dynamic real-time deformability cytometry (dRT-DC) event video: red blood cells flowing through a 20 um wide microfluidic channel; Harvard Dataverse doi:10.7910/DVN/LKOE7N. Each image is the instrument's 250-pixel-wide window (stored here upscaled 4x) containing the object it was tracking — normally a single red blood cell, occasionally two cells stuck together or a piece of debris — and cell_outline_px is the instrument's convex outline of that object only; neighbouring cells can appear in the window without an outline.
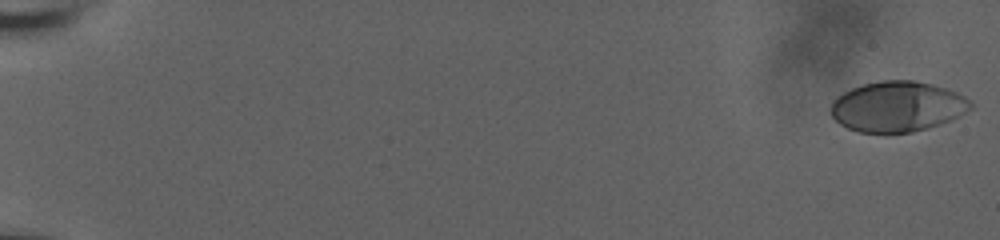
{"species": "human", "species_latin": "Homo sapiens", "temperature_condition": "room temperature", "stored_images_in_passage": 45, "camera_frame_rate_fps": 3000, "um_per_image_px": 0.085, "donor": {"sex": "male"}, "frame": {"image": 1, "passage_image": 1, "time_ms": 0.0, "image_size_px": [1000, 240], "cell_outline_px": [[972, 108], [948, 120], [928, 128], [912, 132], [884, 136], [860, 132], [848, 128], [840, 124], [832, 116], [832, 104], [844, 92], [852, 88], [864, 84], [884, 80], [912, 80], [932, 84], [956, 92], [972, 100]], "centroid_in_image_um": [76.28, 9.09], "position_along_channel_um": 8.7, "area_um2": 41.15}}
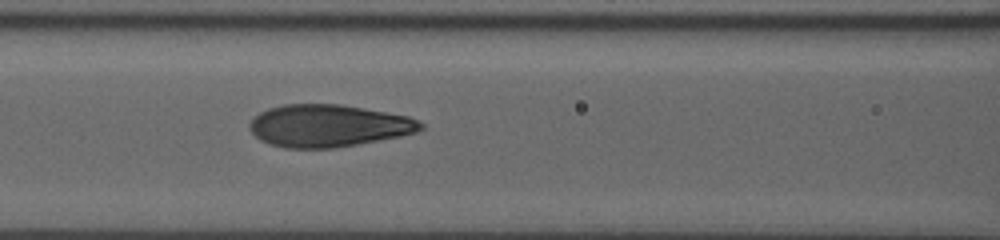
{"frame": {"image": 2, "passage_image": 26, "time_ms": 8.333, "image_size_px": [1000, 240], "cell_outline_px": [[424, 128], [416, 132], [400, 136], [356, 144], [332, 148], [284, 148], [268, 144], [260, 140], [248, 128], [248, 124], [260, 112], [268, 108], [284, 104], [340, 104], [364, 108], [408, 116], [424, 124]], "centroid_in_image_um": [27.88, 10.69], "position_along_channel_um": 138.7, "area_um2": 42.08}}
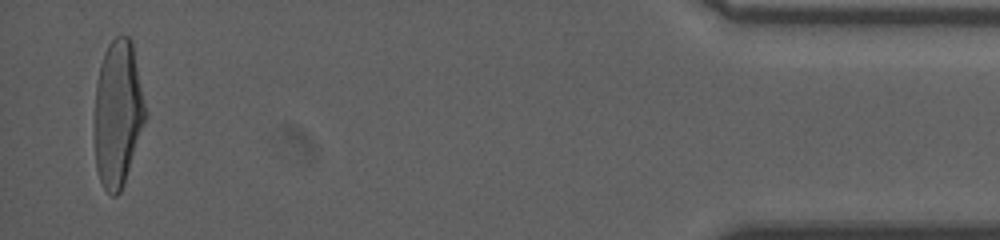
{"frame": {"image": 3, "passage_image": 45, "time_ms": 14.667, "image_size_px": [1000, 240], "cell_outline_px": [[148, 116], [124, 184], [120, 192], [116, 196], [112, 196], [104, 188], [100, 180], [96, 168], [96, 84], [100, 64], [104, 52], [108, 44], [116, 36], [128, 36], [132, 40]], "centroid_in_image_um": [10.05, 9.64], "position_along_channel_um": 425.1, "area_um2": 43.41}, "authors_computed_cell_mechanics": {"area_um2": 41.6738, "velocity_mm_per_s": 3.7757, "shape_relaxation_time_tau1_ms": 3.3022, "shape_relaxation_time_tau2_ms": null, "deformation_change_tau1": 0.2204, "deformation_change_tau2": null}}